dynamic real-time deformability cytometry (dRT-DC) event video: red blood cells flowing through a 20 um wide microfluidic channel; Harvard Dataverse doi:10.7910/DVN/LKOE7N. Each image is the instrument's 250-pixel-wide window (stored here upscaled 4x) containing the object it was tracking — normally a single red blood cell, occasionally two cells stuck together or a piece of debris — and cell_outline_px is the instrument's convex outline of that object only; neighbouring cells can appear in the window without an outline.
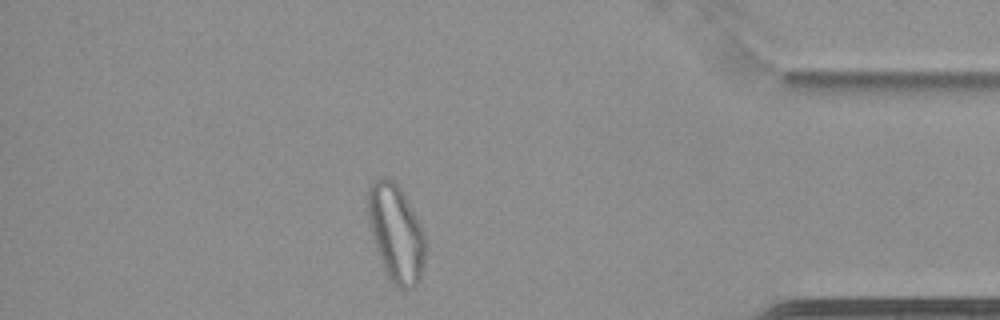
{"species": "common noctule bat (a hibernating species)", "species_latin": "Nyctalus noctula", "temperature_condition": "cold", "stored_images_in_passage": 55, "camera_frame_rate_fps": 3000, "um_per_image_px": 0.085, "animal": {"sex": "female", "body_mass_g": 22.7, "forearm_length_mm": 54.2}, "frame": {"image": 1, "passage_image": 47, "time_ms": 15.333, "image_size_px": [1000, 320], "cell_outline_px": [[424, 260], [420, 280], [412, 288], [396, 288], [388, 276], [384, 268], [372, 236], [368, 220], [368, 188], [376, 180], [384, 176], [388, 176], [400, 188], [424, 236]], "centroid_in_image_um": [33.63, 19.83], "position_along_channel_um": 401.6, "area_um2": 31.56}, "authors_computed_cell_mechanics": {"area_um2": 29.5358, "velocity_mm_per_s": 3.4171, "shape_relaxation_time_tau1_ms": null, "shape_relaxation_time_tau2_ms": 1.5787, "deformation_change_tau1": null, "deformation_change_tau2": 0.0377}}